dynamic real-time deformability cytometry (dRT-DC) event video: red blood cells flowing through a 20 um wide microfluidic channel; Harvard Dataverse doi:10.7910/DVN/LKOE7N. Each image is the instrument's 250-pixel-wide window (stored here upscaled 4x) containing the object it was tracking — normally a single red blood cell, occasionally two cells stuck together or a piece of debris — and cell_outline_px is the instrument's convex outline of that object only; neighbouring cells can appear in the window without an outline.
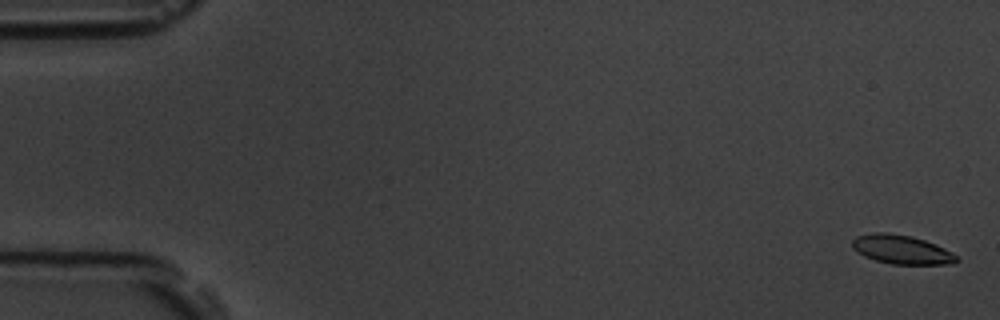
{"species": "common noctule bat (a hibernating species)", "species_latin": "Nyctalus noctula", "temperature_condition": "room temperature", "stored_images_in_passage": 15, "camera_frame_rate_fps": 3000, "um_per_image_px": 0.085, "animal": {"sex": "male", "body_mass_g": 19.5, "forearm_length_mm": 54.6}, "frame": {"image": 1, "passage_image": 2, "time_ms": 0.333, "image_size_px": [1000, 320], "cell_outline_px": [[960, 260], [952, 264], [892, 264], [876, 260], [864, 256], [852, 248], [852, 240], [856, 236], [872, 232], [888, 232], [912, 236], [936, 244], [952, 252]], "centroid_in_image_um": [76.63, 21.2], "position_along_channel_um": 8.4, "area_um2": 17.69}}
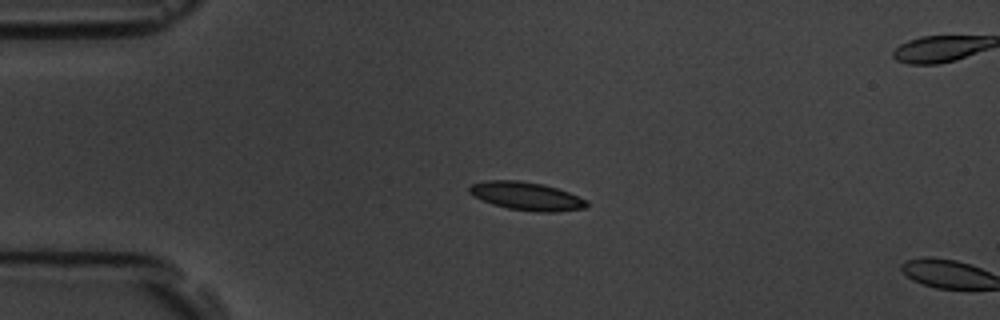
{"frame": {"image": 2, "passage_image": 14, "time_ms": 4.333, "image_size_px": [1000, 320], "cell_outline_px": [[588, 204], [584, 208], [556, 212], [536, 212], [508, 208], [492, 204], [472, 196], [468, 192], [468, 188], [472, 184], [488, 180], [520, 180], [544, 184], [568, 192], [588, 200]], "centroid_in_image_um": [44.74, 16.67], "position_along_channel_um": 40.3, "area_um2": 19.36}}